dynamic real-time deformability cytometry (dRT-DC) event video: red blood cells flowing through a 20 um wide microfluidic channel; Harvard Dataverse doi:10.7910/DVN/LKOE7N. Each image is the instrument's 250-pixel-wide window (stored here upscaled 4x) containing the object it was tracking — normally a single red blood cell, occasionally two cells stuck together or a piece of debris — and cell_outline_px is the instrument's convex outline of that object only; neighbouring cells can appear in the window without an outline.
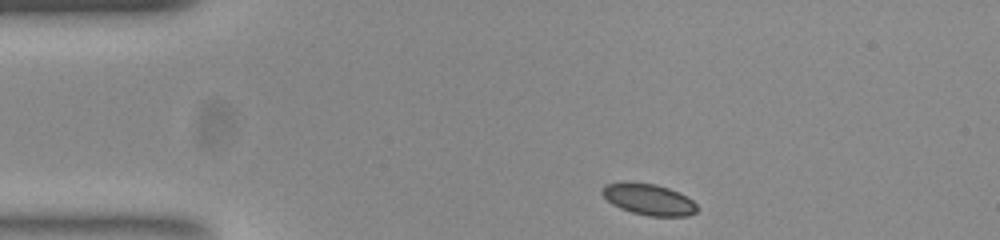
{"species": "common noctule bat (a hibernating species)", "species_latin": "Nyctalus noctula", "temperature_condition": "room temperature", "stored_images_in_passage": 37, "camera_frame_rate_fps": 3000, "um_per_image_px": 0.085, "animal": {"sex": "female", "body_mass_g": 23.0, "forearm_length_mm": 53.4}, "frame": {"image": 1, "passage_image": 1, "time_ms": 0.0, "image_size_px": [1000, 240], "cell_outline_px": [[696, 212], [688, 216], [648, 216], [632, 212], [620, 208], [612, 204], [600, 192], [604, 184], [624, 180], [656, 184], [668, 188], [692, 200], [696, 204]], "centroid_in_image_um": [55.07, 16.92], "position_along_channel_um": 29.9, "area_um2": 17.4}}
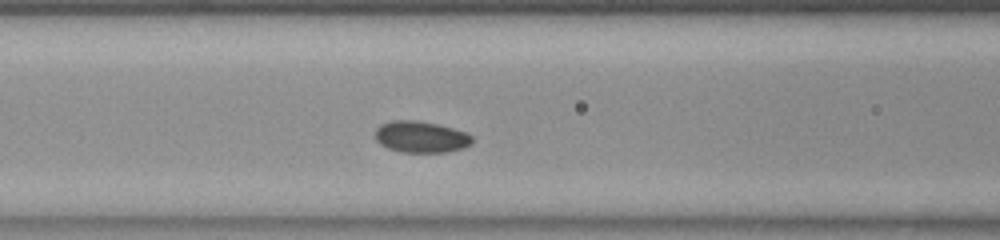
{"frame": {"image": 2, "passage_image": 13, "time_ms": 4.0, "image_size_px": [1000, 240], "cell_outline_px": [[472, 144], [464, 148], [448, 152], [400, 152], [388, 148], [380, 144], [376, 140], [376, 128], [380, 124], [392, 120], [416, 120], [436, 124], [468, 132], [472, 136]], "centroid_in_image_um": [35.79, 11.64], "position_along_channel_um": 130.8, "area_um2": 17.92}}
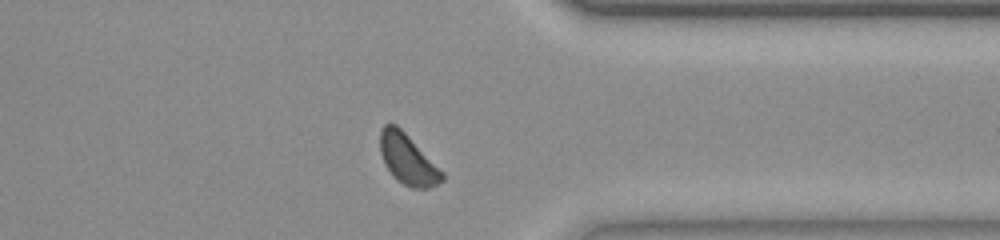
{"frame": {"image": 3, "passage_image": 33, "time_ms": 10.667, "image_size_px": [1000, 240], "cell_outline_px": [[444, 180], [428, 188], [412, 188], [396, 180], [392, 176], [384, 164], [380, 152], [380, 128], [384, 124], [396, 124], [444, 172]], "centroid_in_image_um": [34.63, 13.55], "position_along_channel_um": 376.8, "area_um2": 18.09}}